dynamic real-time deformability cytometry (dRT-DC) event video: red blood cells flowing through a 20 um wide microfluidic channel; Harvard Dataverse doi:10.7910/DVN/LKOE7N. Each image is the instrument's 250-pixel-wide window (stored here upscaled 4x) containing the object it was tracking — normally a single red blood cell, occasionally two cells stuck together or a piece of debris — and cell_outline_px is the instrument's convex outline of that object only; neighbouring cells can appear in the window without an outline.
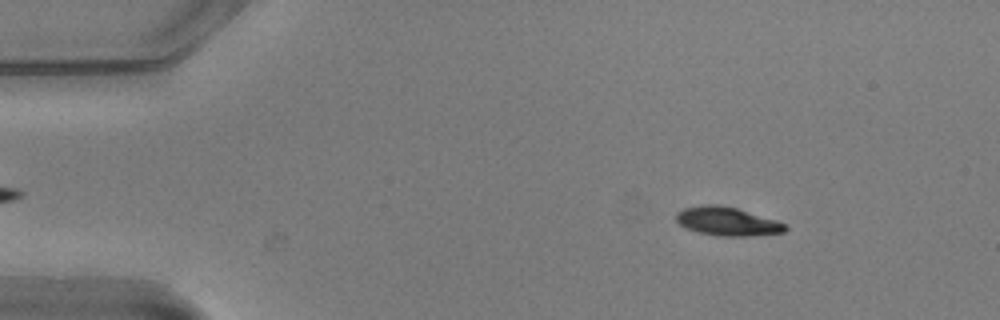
{"species": "common noctule bat (a hibernating species)", "species_latin": "Nyctalus noctula", "temperature_condition": "warm", "stored_images_in_passage": 54, "camera_frame_rate_fps": 3000, "um_per_image_px": 0.085, "animal": {"sex": "male", "body_mass_g": 20.5, "forearm_length_mm": 52.5}, "frame": {"image": 1, "passage_image": 7, "time_ms": 2.0, "image_size_px": [1000, 320], "cell_outline_px": [[788, 228], [784, 232], [748, 236], [716, 236], [696, 232], [684, 228], [676, 220], [676, 212], [684, 208], [704, 204], [720, 204], [736, 208], [776, 220], [784, 224]], "centroid_in_image_um": [61.76, 18.82], "position_along_channel_um": 23.2, "area_um2": 18.26}}
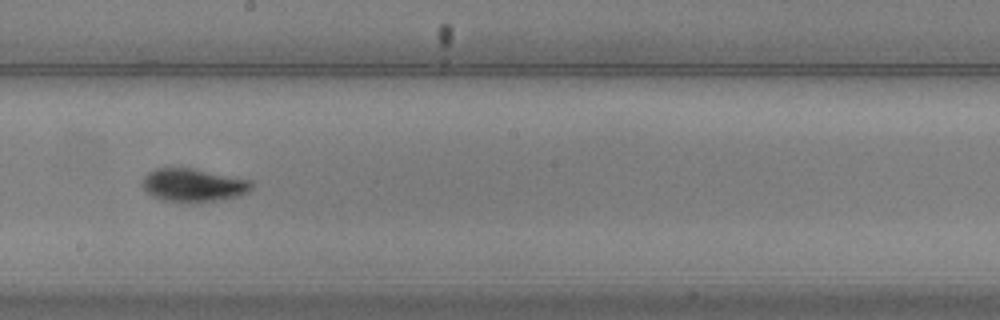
{"frame": {"image": 2, "passage_image": 30, "time_ms": 9.667, "image_size_px": [1000, 320], "cell_outline_px": [[252, 188], [248, 192], [240, 196], [220, 200], [192, 204], [180, 204], [164, 200], [152, 196], [140, 184], [140, 180], [148, 172], [156, 168], [192, 168], [252, 180]], "centroid_in_image_um": [16.42, 15.77], "position_along_channel_um": 231.8, "area_um2": 21.73}}
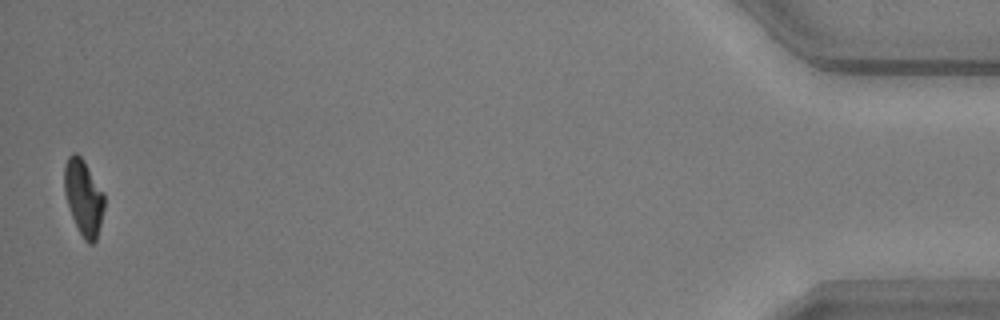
{"frame": {"image": 3, "passage_image": 53, "time_ms": 17.333, "image_size_px": [1000, 320], "cell_outline_px": [[104, 208], [96, 240], [92, 244], [88, 244], [84, 240], [72, 216], [64, 192], [64, 164], [68, 156], [72, 152], [76, 152], [84, 160], [104, 192]], "centroid_in_image_um": [7.1, 16.74], "position_along_channel_um": 428.1, "area_um2": 17.63}, "authors_computed_cell_mechanics": {"area_um2": 18.7272, "velocity_mm_per_s": 3.7418, "shape_relaxation_time_tau1_ms": 2.661, "shape_relaxation_time_tau2_ms": null, "deformation_change_tau1": 0.1318, "deformation_change_tau2": null}}